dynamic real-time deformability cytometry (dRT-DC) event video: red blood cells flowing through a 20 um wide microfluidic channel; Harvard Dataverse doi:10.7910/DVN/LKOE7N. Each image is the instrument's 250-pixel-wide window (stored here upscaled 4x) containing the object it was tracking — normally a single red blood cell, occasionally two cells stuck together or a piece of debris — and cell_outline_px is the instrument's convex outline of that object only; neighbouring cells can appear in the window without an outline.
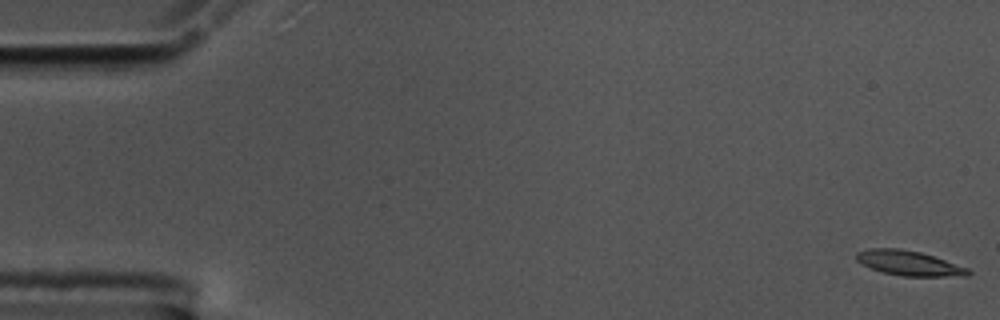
{"species": "common noctule bat (a hibernating species)", "species_latin": "Nyctalus noctula", "temperature_condition": "cold", "stored_images_in_passage": 16, "camera_frame_rate_fps": 3000, "um_per_image_px": 0.085, "animal": {"sex": "male", "body_mass_g": 17.5, "forearm_length_mm": 52.3}, "frame": {"image": 1, "passage_image": 1, "time_ms": 0.0, "image_size_px": [1000, 320], "cell_outline_px": [[972, 272], [968, 276], [904, 276], [880, 272], [856, 260], [856, 252], [868, 248], [900, 248], [920, 252], [968, 268]], "centroid_in_image_um": [77.25, 22.36], "position_along_channel_um": 7.8, "area_um2": 16.07}}
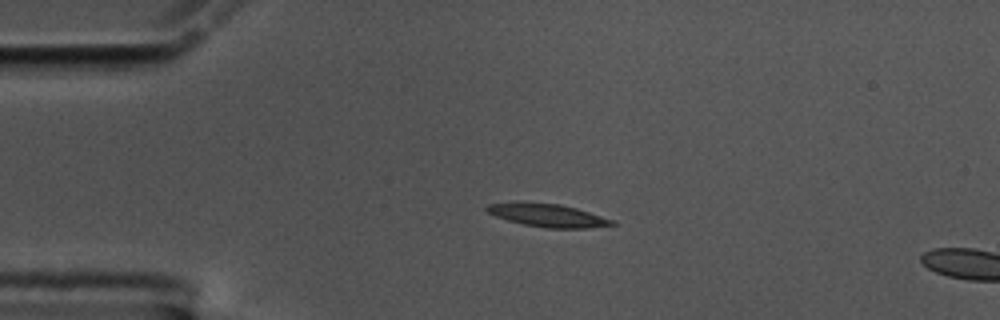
{"frame": {"image": 2, "passage_image": 13, "time_ms": 4.0, "image_size_px": [1000, 320], "cell_outline_px": [[616, 224], [588, 228], [548, 228], [524, 224], [508, 220], [496, 216], [488, 212], [484, 208], [488, 204], [512, 200], [516, 200], [560, 204], [576, 208], [616, 220]], "centroid_in_image_um": [46.51, 18.27], "position_along_channel_um": 38.5, "area_um2": 17.17}}